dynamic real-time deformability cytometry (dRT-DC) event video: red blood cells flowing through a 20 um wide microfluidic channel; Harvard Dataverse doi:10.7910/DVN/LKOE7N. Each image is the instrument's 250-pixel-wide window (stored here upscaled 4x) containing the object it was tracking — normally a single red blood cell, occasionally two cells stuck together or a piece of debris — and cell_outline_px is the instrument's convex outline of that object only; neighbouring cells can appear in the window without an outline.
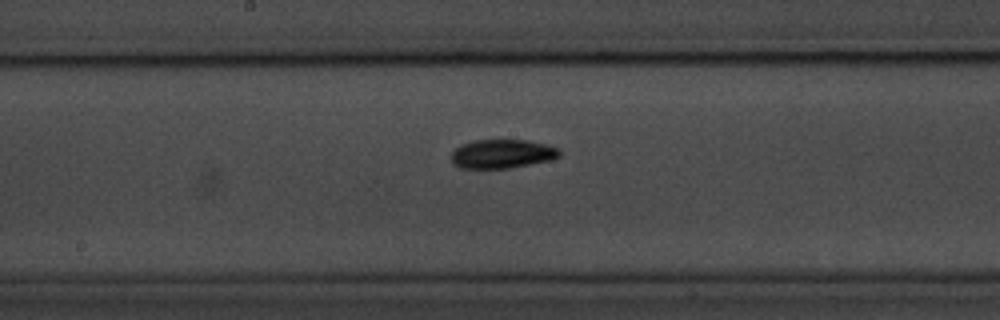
{"species": "common noctule bat (a hibernating species)", "species_latin": "Nyctalus noctula", "temperature_condition": "room temperature", "stored_images_in_passage": 9, "camera_frame_rate_fps": 3000, "um_per_image_px": 0.085, "animal": {"sex": "male", "body_mass_g": 20.1, "forearm_length_mm": 53.5}, "frame": {"image": 1, "passage_image": 8, "time_ms": 9.333, "image_size_px": [1000, 320], "cell_outline_px": [[560, 156], [552, 160], [508, 168], [460, 168], [452, 164], [452, 152], [460, 144], [472, 140], [528, 140], [560, 148]], "centroid_in_image_um": [42.67, 13.07], "position_along_channel_um": 205.5, "area_um2": 18.32}}
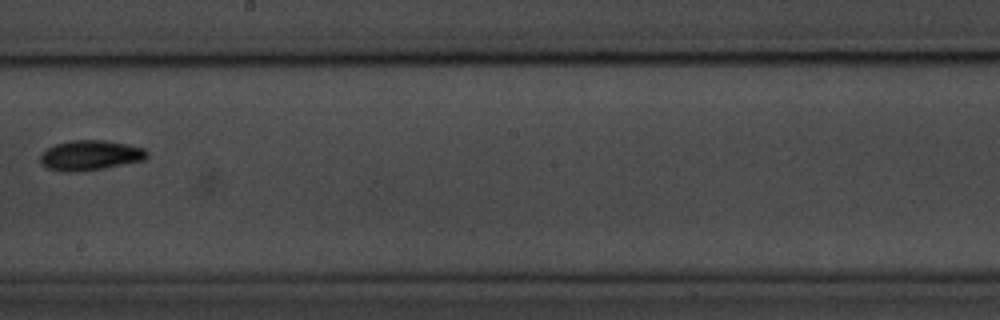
{"frame": {"image": 2, "passage_image": 9, "time_ms": 10.333, "image_size_px": [1000, 320], "cell_outline_px": [[148, 156], [144, 160], [100, 168], [48, 168], [40, 164], [40, 156], [48, 148], [56, 144], [72, 140], [108, 140], [128, 144], [144, 148], [148, 152]], "centroid_in_image_um": [7.75, 13.13], "position_along_channel_um": 240.4, "area_um2": 17.63}}